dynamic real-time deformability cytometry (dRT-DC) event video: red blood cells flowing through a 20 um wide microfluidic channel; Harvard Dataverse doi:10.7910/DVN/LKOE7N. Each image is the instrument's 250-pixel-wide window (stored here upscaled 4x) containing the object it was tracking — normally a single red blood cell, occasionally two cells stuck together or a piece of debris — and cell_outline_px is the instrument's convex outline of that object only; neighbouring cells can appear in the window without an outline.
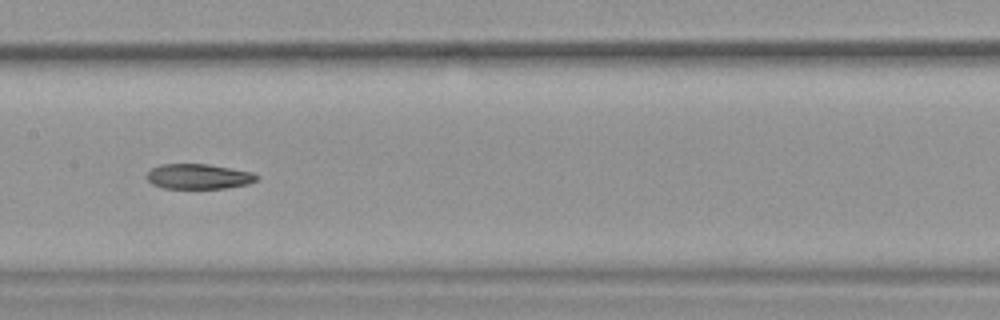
{"species": "common noctule bat (a hibernating species)", "species_latin": "Nyctalus noctula", "temperature_condition": "warm", "stored_images_in_passage": 38, "camera_frame_rate_fps": 3000, "um_per_image_px": 0.085, "animal": {"sex": "female", "body_mass_g": 19.9}, "frame": {"image": 1, "passage_image": 12, "time_ms": 3.667, "image_size_px": [1000, 320], "cell_outline_px": [[260, 176], [256, 180], [248, 184], [224, 188], [164, 188], [152, 184], [148, 180], [148, 172], [152, 168], [160, 164], [208, 164], [252, 172]], "centroid_in_image_um": [16.89, 14.99], "position_along_channel_um": 190.5, "area_um2": 15.95}, "authors_computed_cell_mechanics": {"area_um2": 17.4267, "velocity_mm_per_s": 3.7993, "shape_relaxation_time_tau1_ms": null, "shape_relaxation_time_tau2_ms": 3.4185, "deformation_change_tau1": null, "deformation_change_tau2": 0.0967}}